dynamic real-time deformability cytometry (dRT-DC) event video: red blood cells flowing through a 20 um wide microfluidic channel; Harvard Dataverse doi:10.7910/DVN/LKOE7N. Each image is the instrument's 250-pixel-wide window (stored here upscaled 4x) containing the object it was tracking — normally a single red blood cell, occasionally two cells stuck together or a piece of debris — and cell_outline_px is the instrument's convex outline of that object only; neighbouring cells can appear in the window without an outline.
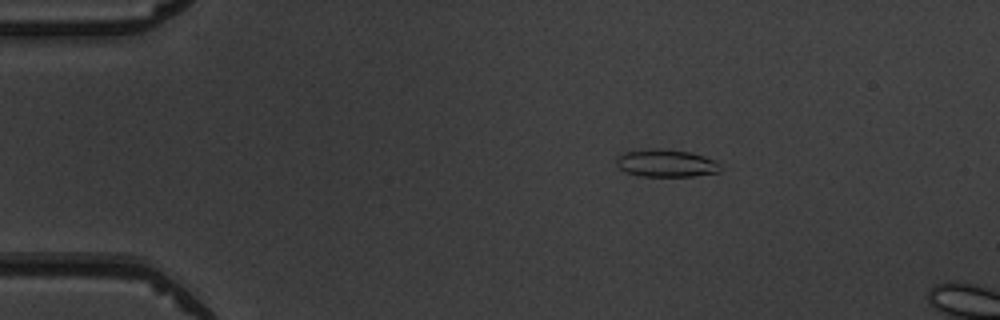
{"species": "common noctule bat (a hibernating species)", "species_latin": "Nyctalus noctula", "temperature_condition": "warm", "stored_images_in_passage": 3, "camera_frame_rate_fps": 3000, "um_per_image_px": 0.085, "animal": {"sex": "male", "body_mass_g": 19.5, "forearm_length_mm": 54.6}, "frame": {"image": 1, "passage_image": 2, "time_ms": 1.0, "image_size_px": [1000, 320], "cell_outline_px": [[720, 172], [692, 176], [640, 176], [624, 172], [616, 164], [616, 160], [624, 152], [648, 148], [656, 148], [688, 152], [704, 156], [720, 164]], "centroid_in_image_um": [56.59, 13.88], "position_along_channel_um": 28.4, "area_um2": 16.59}}